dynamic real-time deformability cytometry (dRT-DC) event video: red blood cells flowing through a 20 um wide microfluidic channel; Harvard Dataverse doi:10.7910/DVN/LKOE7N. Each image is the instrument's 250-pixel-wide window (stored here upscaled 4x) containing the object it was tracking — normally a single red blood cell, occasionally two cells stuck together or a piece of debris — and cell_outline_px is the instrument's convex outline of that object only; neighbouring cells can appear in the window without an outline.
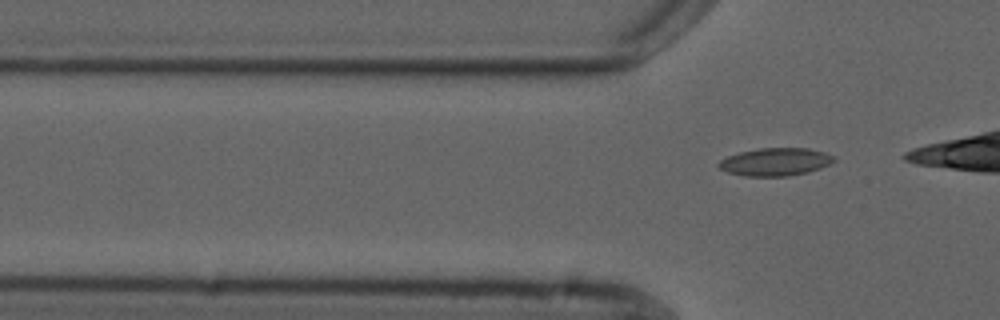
{"species": "common noctule bat (a hibernating species)", "species_latin": "Nyctalus noctula", "temperature_condition": "cold", "stored_images_in_passage": 6, "segment_of_instrument_passage": [2, 2], "camera_frame_rate_fps": 3000, "um_per_image_px": 0.085, "animal": {"sex": "male", "forearm_length_mm": 52.5}, "frame": {"image": 1, "passage_image": 6, "time_ms": 6.667, "image_size_px": [1000, 320], "cell_outline_px": [[836, 160], [820, 168], [808, 172], [788, 176], [744, 176], [728, 172], [720, 168], [716, 164], [720, 160], [728, 156], [740, 152], [760, 148], [808, 148], [824, 152], [836, 156]], "centroid_in_image_um": [65.92, 13.75], "position_along_channel_um": 59.9, "area_um2": 18.67}}